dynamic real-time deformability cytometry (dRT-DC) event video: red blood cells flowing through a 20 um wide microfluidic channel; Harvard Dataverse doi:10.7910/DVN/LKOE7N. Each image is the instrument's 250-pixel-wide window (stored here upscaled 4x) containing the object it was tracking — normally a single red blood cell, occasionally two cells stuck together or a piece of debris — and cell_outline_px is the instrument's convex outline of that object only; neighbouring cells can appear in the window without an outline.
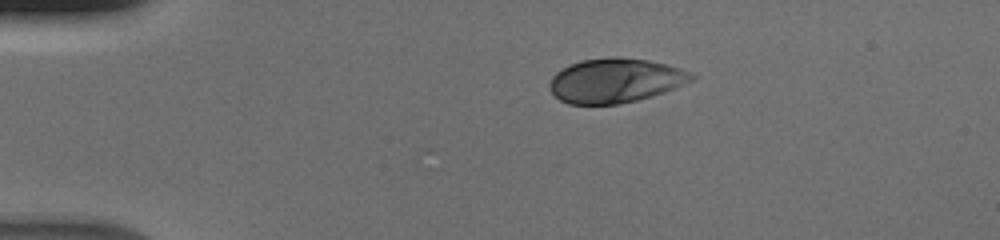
{"species": "human", "species_latin": "Homo sapiens", "temperature_condition": "cold", "stored_images_in_passage": 43, "camera_frame_rate_fps": 3000, "um_per_image_px": 0.085, "donor": {"sex": "male"}, "frame": {"image": 1, "passage_image": 1, "time_ms": 0.0, "image_size_px": [1000, 240], "cell_outline_px": [[696, 76], [692, 80], [664, 92], [652, 96], [620, 104], [568, 104], [560, 100], [548, 88], [548, 84], [552, 76], [556, 72], [572, 64], [584, 60], [608, 56], [620, 56], [648, 60], [680, 68]], "centroid_in_image_um": [52.27, 6.84], "position_along_channel_um": 32.7, "area_um2": 36.59}}
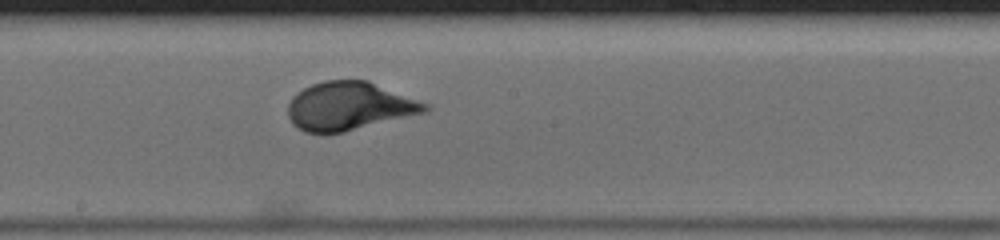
{"frame": {"image": 2, "passage_image": 20, "time_ms": 6.333, "image_size_px": [1000, 240], "cell_outline_px": [[432, 108], [428, 112], [344, 132], [304, 132], [296, 128], [292, 124], [288, 116], [288, 104], [292, 96], [296, 92], [312, 84], [324, 80], [368, 80], [428, 104]], "centroid_in_image_um": [29.68, 9.02], "position_along_channel_um": 218.5, "area_um2": 38.73}}
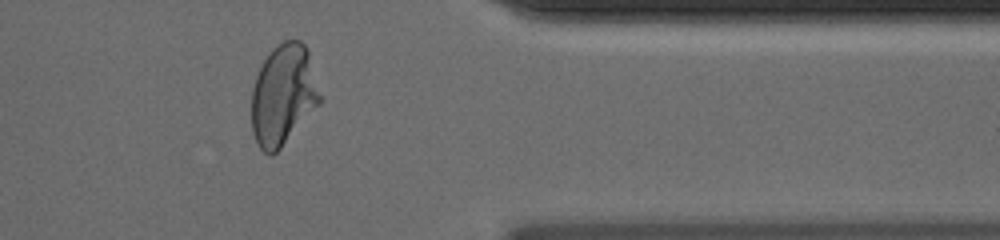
{"frame": {"image": 3, "passage_image": 34, "time_ms": 11.0, "image_size_px": [1000, 240], "cell_outline_px": [[324, 100], [280, 148], [272, 156], [268, 156], [260, 148], [252, 132], [252, 88], [256, 76], [268, 52], [276, 44], [284, 40], [300, 40], [308, 48]], "centroid_in_image_um": [24.11, 8.04], "position_along_channel_um": 387.3, "area_um2": 40.75}}